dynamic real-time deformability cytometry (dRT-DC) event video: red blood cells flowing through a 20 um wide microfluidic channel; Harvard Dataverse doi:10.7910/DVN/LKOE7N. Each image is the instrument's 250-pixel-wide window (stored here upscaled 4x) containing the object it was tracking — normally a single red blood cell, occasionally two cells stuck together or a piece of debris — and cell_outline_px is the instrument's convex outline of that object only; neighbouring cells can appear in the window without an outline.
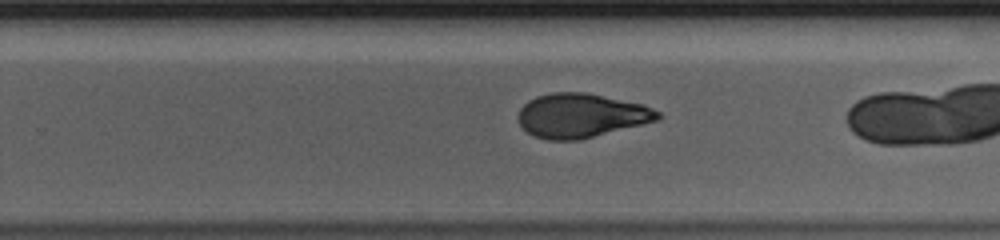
{"species": "human", "species_latin": "Homo sapiens", "temperature_condition": "cold", "stored_images_in_passage": 38, "camera_frame_rate_fps": 3000, "um_per_image_px": 0.085, "donor": {"sex": "male"}, "frame": {"image": 1, "passage_image": 30, "time_ms": 9.667, "image_size_px": [1000, 240], "cell_outline_px": [[660, 120], [580, 140], [548, 140], [536, 136], [528, 132], [520, 124], [516, 116], [520, 108], [528, 100], [536, 96], [552, 92], [584, 92], [644, 104], [660, 112]], "centroid_in_image_um": [49.4, 9.82], "position_along_channel_um": 280.4, "area_um2": 36.07}}
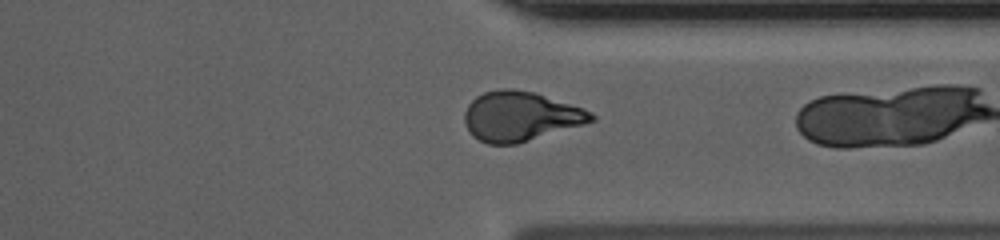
{"frame": {"image": 2, "passage_image": 37, "time_ms": 12.0, "image_size_px": [1000, 240], "cell_outline_px": [[596, 120], [516, 144], [488, 144], [472, 136], [464, 120], [464, 112], [468, 104], [476, 96], [484, 92], [500, 88], [512, 88], [532, 92], [584, 108], [592, 112], [596, 116]], "centroid_in_image_um": [44.21, 9.88], "position_along_channel_um": 367.2, "area_um2": 36.41}}